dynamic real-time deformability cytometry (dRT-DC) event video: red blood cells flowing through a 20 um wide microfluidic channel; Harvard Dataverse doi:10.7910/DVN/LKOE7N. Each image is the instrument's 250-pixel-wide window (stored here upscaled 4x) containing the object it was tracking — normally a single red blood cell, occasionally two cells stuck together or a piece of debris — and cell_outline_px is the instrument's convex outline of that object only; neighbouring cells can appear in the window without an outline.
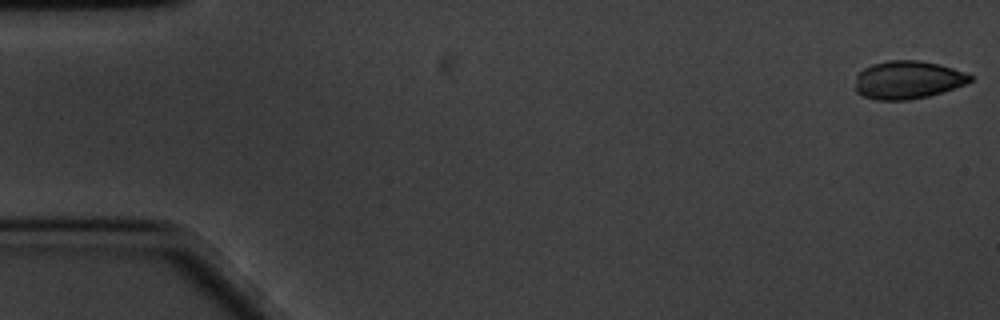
{"species": "common noctule bat (a hibernating species)", "species_latin": "Nyctalus noctula", "temperature_condition": "cold", "stored_images_in_passage": 58, "camera_frame_rate_fps": 3000, "um_per_image_px": 0.085, "animal": {"sex": "male", "body_mass_g": 20.1, "forearm_length_mm": 53.5}, "frame": {"image": 1, "passage_image": 1, "time_ms": 0.0, "image_size_px": [1000, 320], "cell_outline_px": [[972, 80], [964, 84], [928, 96], [908, 100], [876, 100], [864, 96], [856, 92], [856, 76], [864, 68], [872, 64], [888, 60], [920, 60], [940, 64], [964, 72], [972, 76]], "centroid_in_image_um": [77.13, 6.78], "position_along_channel_um": 7.9, "area_um2": 25.32}}
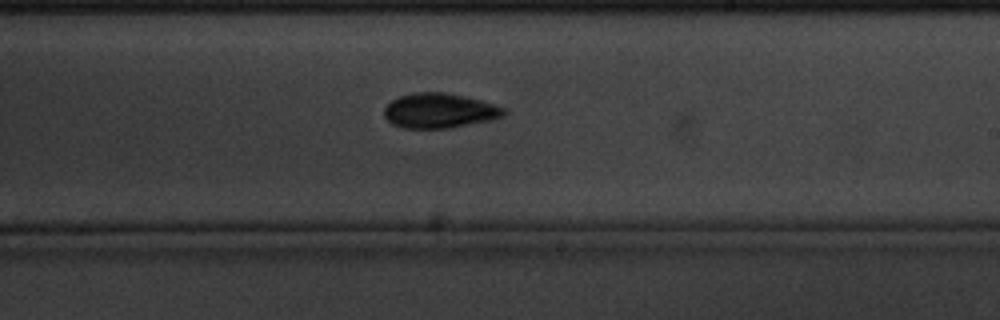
{"frame": {"image": 2, "passage_image": 34, "time_ms": 11.0, "image_size_px": [1000, 320], "cell_outline_px": [[508, 112], [504, 116], [488, 120], [448, 128], [400, 128], [392, 124], [384, 116], [384, 108], [392, 100], [400, 96], [416, 92], [444, 92], [464, 96], [480, 100], [504, 108]], "centroid_in_image_um": [37.32, 9.41], "position_along_channel_um": 251.7, "area_um2": 24.1}}
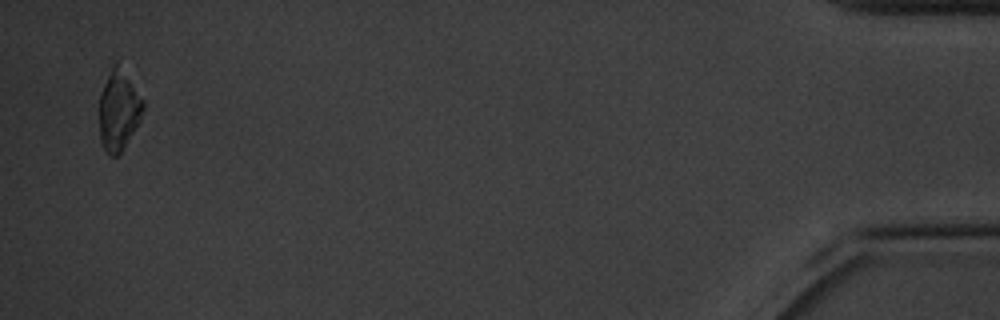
{"frame": {"image": 3, "passage_image": 57, "time_ms": 18.667, "image_size_px": [1000, 320], "cell_outline_px": [[144, 108], [140, 120], [124, 148], [116, 156], [112, 156], [104, 148], [100, 140], [100, 92], [116, 60], [144, 100]], "centroid_in_image_um": [10.1, 9.4], "position_along_channel_um": 425.1, "area_um2": 20.06}, "authors_computed_cell_mechanics": {"area_um2": 24.7673, "velocity_mm_per_s": 3.3932, "shape_relaxation_time_tau1_ms": 3.2682, "shape_relaxation_time_tau2_ms": 1.7626, "deformation_change_tau1": 0.1444, "deformation_change_tau2": 0.0326}}